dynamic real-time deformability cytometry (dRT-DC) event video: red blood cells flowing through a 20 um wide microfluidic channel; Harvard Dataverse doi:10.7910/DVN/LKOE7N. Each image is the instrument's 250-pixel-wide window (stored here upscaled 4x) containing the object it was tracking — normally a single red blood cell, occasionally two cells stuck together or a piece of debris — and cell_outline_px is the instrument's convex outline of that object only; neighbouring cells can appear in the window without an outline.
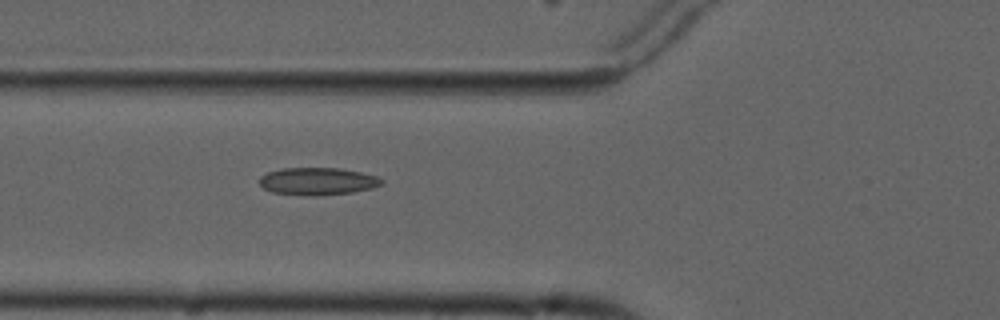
{"species": "common noctule bat (a hibernating species)", "species_latin": "Nyctalus noctula", "temperature_condition": "cold", "stored_images_in_passage": 3, "camera_frame_rate_fps": 3000, "um_per_image_px": 0.085, "animal": {"sex": "male", "forearm_length_mm": 52.5}, "frame": {"image": 1, "passage_image": 3, "time_ms": 5.333, "image_size_px": [1000, 320], "cell_outline_px": [[384, 184], [372, 188], [352, 192], [308, 196], [304, 196], [272, 192], [264, 188], [260, 184], [260, 176], [268, 172], [284, 168], [340, 168], [360, 172], [376, 176], [384, 180]], "centroid_in_image_um": [27.01, 15.41], "position_along_channel_um": 98.8, "area_um2": 19.48}}